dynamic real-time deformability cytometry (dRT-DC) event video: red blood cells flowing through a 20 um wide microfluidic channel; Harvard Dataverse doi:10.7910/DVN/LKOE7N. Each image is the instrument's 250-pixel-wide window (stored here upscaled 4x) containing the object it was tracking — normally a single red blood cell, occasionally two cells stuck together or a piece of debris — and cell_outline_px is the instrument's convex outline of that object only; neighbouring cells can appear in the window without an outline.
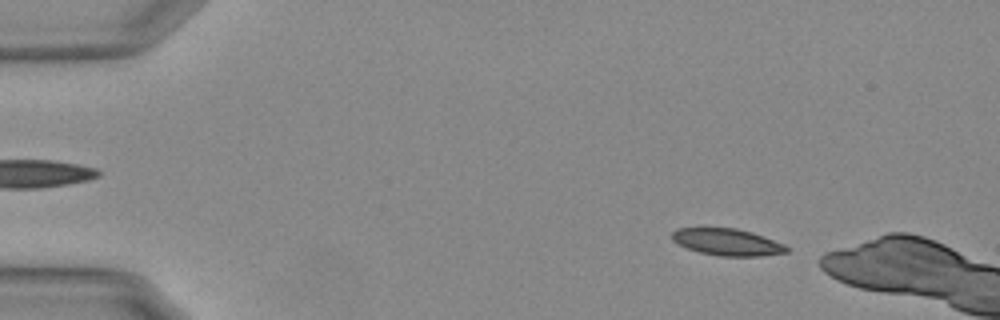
{"species": "Egyptian fruit bat (a non-hibernating species)", "species_latin": "Rousettus aegyptiacus", "temperature_condition": "warm", "stored_images_in_passage": 9, "camera_frame_rate_fps": 3000, "um_per_image_px": 0.085, "animal": {"sex": "female"}, "frame": {"image": 1, "passage_image": 3, "time_ms": 0.667, "image_size_px": [1000, 320], "cell_outline_px": [[788, 252], [760, 256], [720, 256], [700, 252], [688, 248], [672, 240], [672, 232], [676, 228], [736, 228], [752, 232], [764, 236], [784, 244], [788, 248]], "centroid_in_image_um": [61.83, 20.57], "position_along_channel_um": 23.2, "area_um2": 17.8}}